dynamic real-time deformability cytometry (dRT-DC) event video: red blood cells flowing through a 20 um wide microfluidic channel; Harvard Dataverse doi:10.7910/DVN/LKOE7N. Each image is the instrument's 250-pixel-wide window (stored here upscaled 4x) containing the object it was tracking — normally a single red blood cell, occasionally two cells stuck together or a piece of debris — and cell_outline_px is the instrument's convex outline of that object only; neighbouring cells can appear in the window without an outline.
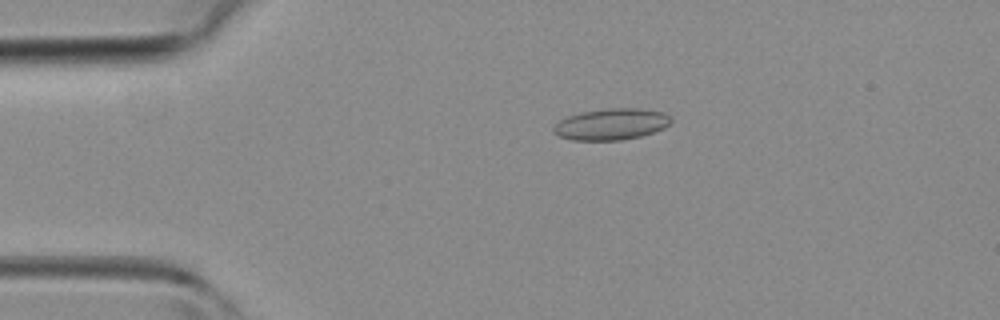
{"species": "common noctule bat (a hibernating species)", "species_latin": "Nyctalus noctula", "temperature_condition": "room temperature", "stored_images_in_passage": 35, "camera_frame_rate_fps": 3000, "um_per_image_px": 0.085, "animal": {"sex": "female", "body_mass_g": 19.3, "forearm_length_mm": 54.1}, "frame": {"image": 1, "passage_image": 2, "time_ms": 0.333, "image_size_px": [1000, 320], "cell_outline_px": [[672, 120], [664, 128], [640, 136], [620, 140], [572, 140], [556, 136], [552, 132], [552, 128], [560, 120], [568, 116], [580, 112], [604, 108], [640, 108], [664, 112], [672, 116]], "centroid_in_image_um": [51.94, 10.55], "position_along_channel_um": 33.1, "area_um2": 21.68}}
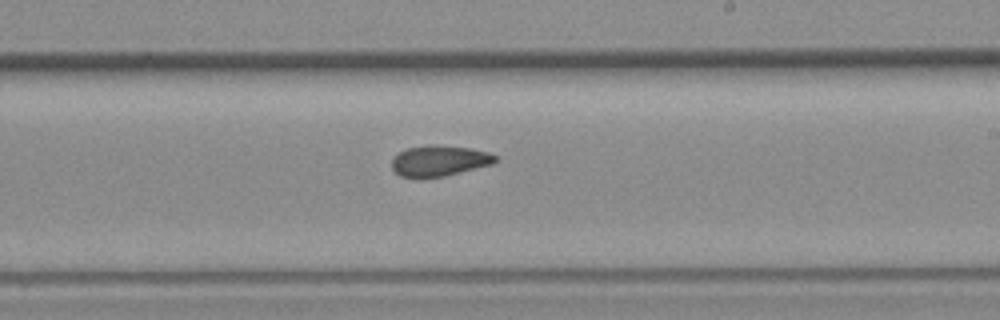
{"frame": {"image": 2, "passage_image": 18, "time_ms": 5.667, "image_size_px": [1000, 320], "cell_outline_px": [[500, 160], [492, 164], [444, 176], [400, 176], [392, 168], [392, 160], [400, 152], [408, 148], [468, 148], [488, 152], [496, 156]], "centroid_in_image_um": [37.4, 13.71], "position_along_channel_um": 251.6, "area_um2": 17.22}}
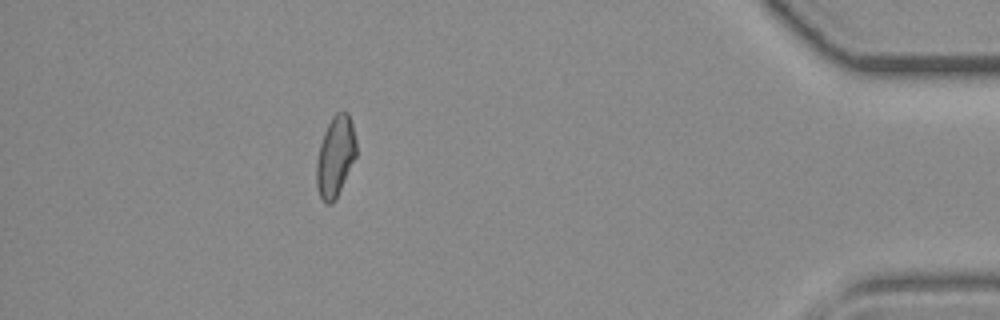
{"frame": {"image": 3, "passage_image": 31, "time_ms": 10.0, "image_size_px": [1000, 320], "cell_outline_px": [[356, 156], [332, 204], [324, 204], [320, 196], [316, 184], [316, 160], [320, 144], [324, 132], [332, 116], [336, 112], [348, 112], [352, 124], [356, 140]], "centroid_in_image_um": [28.49, 13.28], "position_along_channel_um": 406.7, "area_um2": 18.5}}